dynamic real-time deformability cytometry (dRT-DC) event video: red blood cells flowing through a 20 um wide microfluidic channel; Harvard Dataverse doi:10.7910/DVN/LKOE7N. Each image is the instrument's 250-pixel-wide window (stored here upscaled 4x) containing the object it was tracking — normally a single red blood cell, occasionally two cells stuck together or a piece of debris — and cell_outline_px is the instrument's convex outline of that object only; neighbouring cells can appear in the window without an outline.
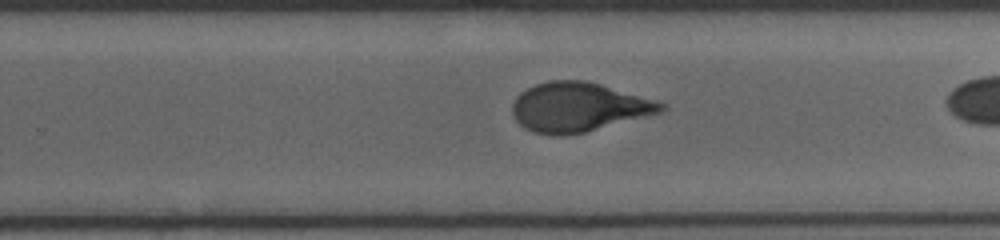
{"species": "human", "species_latin": "Homo sapiens", "temperature_condition": "cold", "stored_images_in_passage": 28, "camera_frame_rate_fps": 3000, "um_per_image_px": 0.085, "donor": {"sex": "female"}, "frame": {"image": 1, "passage_image": 20, "time_ms": 6.333, "image_size_px": [1000, 240], "cell_outline_px": [[668, 108], [664, 112], [584, 132], [560, 136], [552, 136], [532, 132], [524, 128], [516, 120], [512, 112], [512, 104], [516, 96], [520, 92], [536, 84], [548, 80], [584, 80], [600, 84], [652, 100], [664, 104]], "centroid_in_image_um": [49.13, 9.12], "position_along_channel_um": 280.7, "area_um2": 42.54}}